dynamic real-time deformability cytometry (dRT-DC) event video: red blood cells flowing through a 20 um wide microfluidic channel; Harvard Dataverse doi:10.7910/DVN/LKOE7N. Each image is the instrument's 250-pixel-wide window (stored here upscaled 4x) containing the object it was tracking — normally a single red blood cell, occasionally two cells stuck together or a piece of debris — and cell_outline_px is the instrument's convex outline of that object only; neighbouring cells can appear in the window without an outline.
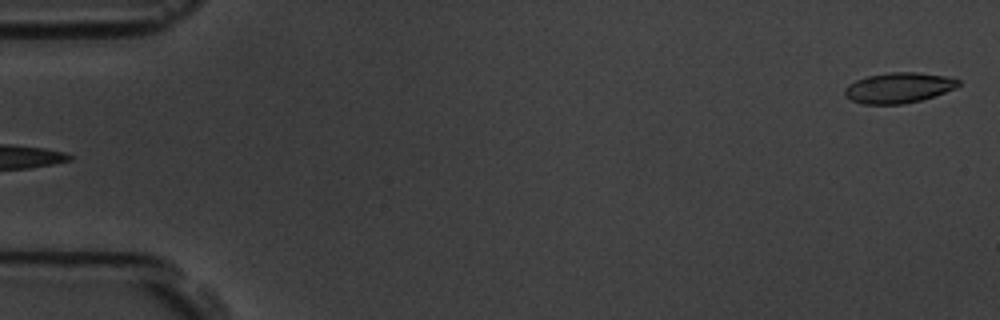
{"species": "common noctule bat (a hibernating species)", "species_latin": "Nyctalus noctula", "temperature_condition": "room temperature", "stored_images_in_passage": 5, "segment_of_instrument_passage": [2, 2], "camera_frame_rate_fps": 3000, "um_per_image_px": 0.085, "animal": {"sex": "male", "body_mass_g": 19.5, "forearm_length_mm": 54.6}, "frame": {"image": 1, "passage_image": 5, "time_ms": 5.333, "image_size_px": [1000, 320], "cell_outline_px": [[960, 84], [956, 88], [920, 100], [900, 104], [864, 104], [852, 100], [844, 96], [844, 88], [848, 84], [856, 80], [868, 76], [888, 72], [916, 72], [944, 76], [960, 80]], "centroid_in_image_um": [76.35, 7.45], "position_along_channel_um": 8.7, "area_um2": 20.0}}